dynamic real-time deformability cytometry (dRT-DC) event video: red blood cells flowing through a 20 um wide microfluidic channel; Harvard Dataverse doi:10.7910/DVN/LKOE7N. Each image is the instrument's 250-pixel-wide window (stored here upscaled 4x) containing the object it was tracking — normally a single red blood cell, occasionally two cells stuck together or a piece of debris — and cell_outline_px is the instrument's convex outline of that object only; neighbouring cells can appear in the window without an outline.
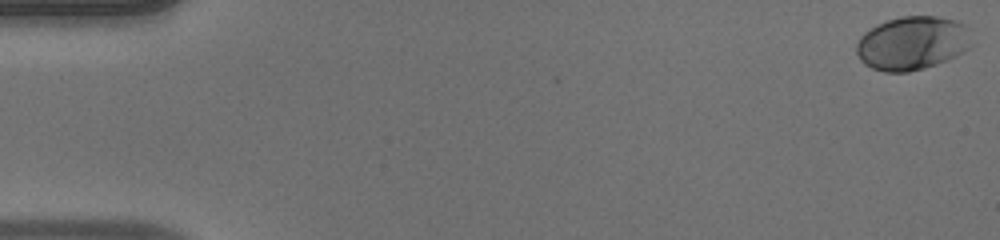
{"species": "human", "species_latin": "Homo sapiens", "temperature_condition": "warm", "stored_images_in_passage": 52, "camera_frame_rate_fps": 3000, "um_per_image_px": 0.085, "donor": {"sex": "male"}, "frame": {"image": 1, "passage_image": 1, "time_ms": 0.0, "image_size_px": [1000, 240], "cell_outline_px": [[976, 44], [964, 52], [956, 56], [936, 64], [924, 68], [908, 72], [884, 72], [872, 68], [864, 64], [860, 60], [856, 52], [856, 44], [860, 36], [864, 32], [876, 24], [900, 16], [936, 16], [956, 20], [972, 28]], "centroid_in_image_um": [77.62, 3.65], "position_along_channel_um": 7.4, "area_um2": 36.93}}
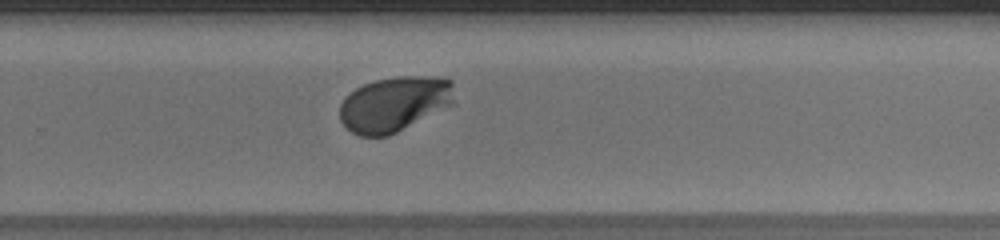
{"frame": {"image": 2, "passage_image": 35, "time_ms": 11.333, "image_size_px": [1000, 240], "cell_outline_px": [[456, 104], [388, 136], [360, 136], [352, 132], [340, 120], [340, 104], [344, 96], [356, 88], [364, 84], [376, 80], [400, 76], [424, 76], [452, 80]], "centroid_in_image_um": [33.55, 8.84], "position_along_channel_um": 296.3, "area_um2": 37.05}}
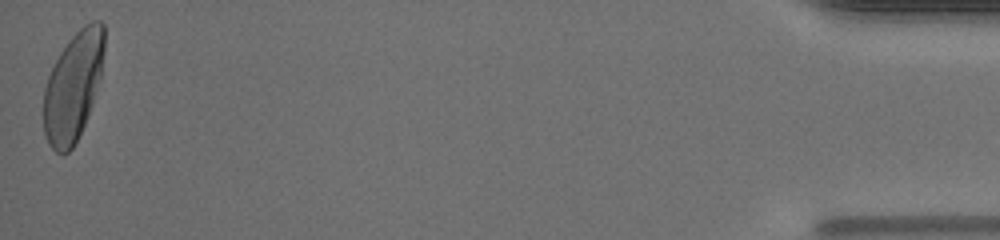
{"frame": {"image": 3, "passage_image": 52, "time_ms": 17.0, "image_size_px": [1000, 240], "cell_outline_px": [[104, 52], [100, 80], [88, 116], [72, 148], [68, 152], [56, 152], [48, 144], [44, 132], [44, 88], [48, 76], [60, 52], [68, 40], [84, 24], [92, 20], [100, 20], [104, 24]], "centroid_in_image_um": [6.23, 7.31], "position_along_channel_um": 429.0, "area_um2": 38.38}, "authors_computed_cell_mechanics": {"area_um2": 36.125, "velocity_mm_per_s": 3.982, "shape_relaxation_time_tau1_ms": 2.4977, "shape_relaxation_time_tau2_ms": null, "deformation_change_tau1": 0.1683, "deformation_change_tau2": null}}